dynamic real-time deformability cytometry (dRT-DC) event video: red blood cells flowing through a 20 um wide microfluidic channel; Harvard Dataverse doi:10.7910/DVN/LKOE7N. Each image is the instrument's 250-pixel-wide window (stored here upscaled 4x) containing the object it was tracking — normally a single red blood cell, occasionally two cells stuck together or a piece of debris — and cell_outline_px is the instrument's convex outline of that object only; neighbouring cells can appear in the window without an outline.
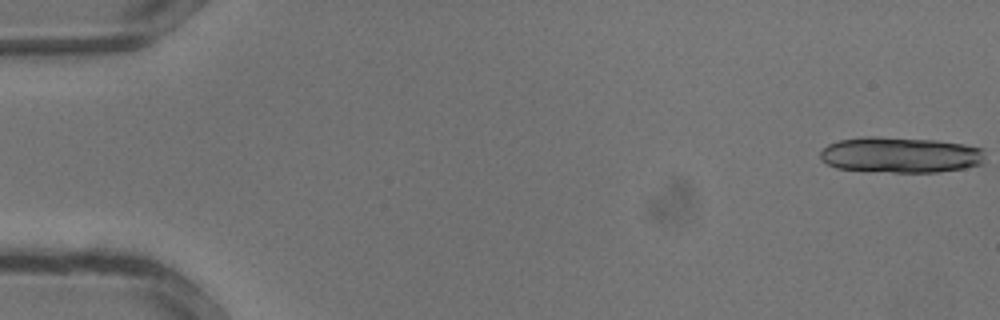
{"species": "common noctule bat (a hibernating species)", "species_latin": "Nyctalus noctula", "temperature_condition": "warm", "stored_images_in_passage": 11, "camera_frame_rate_fps": 3000, "um_per_image_px": 0.085, "animal": {"sex": "male", "body_mass_g": 13.3}, "frame": {"image": 1, "passage_image": 1, "time_ms": 0.0, "image_size_px": [1000, 320], "cell_outline_px": [[984, 164], [964, 168], [936, 172], [868, 172], [836, 168], [820, 160], [820, 152], [828, 144], [840, 140], [860, 136], [876, 136], [936, 140], [964, 144], [984, 148]], "centroid_in_image_um": [76.52, 13.17], "position_along_channel_um": 8.5, "area_um2": 34.97}}